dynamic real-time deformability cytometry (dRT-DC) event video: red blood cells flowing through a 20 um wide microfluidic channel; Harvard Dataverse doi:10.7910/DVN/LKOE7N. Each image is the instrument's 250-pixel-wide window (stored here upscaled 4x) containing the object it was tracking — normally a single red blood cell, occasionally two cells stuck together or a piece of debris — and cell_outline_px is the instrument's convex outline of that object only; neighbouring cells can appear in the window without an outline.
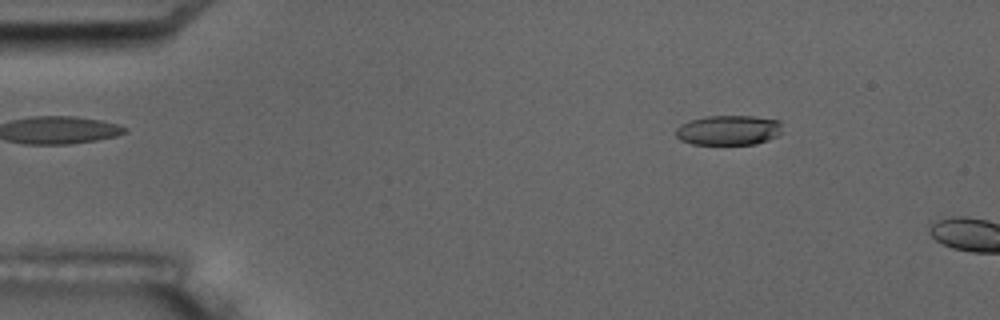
{"species": "common noctule bat (a hibernating species)", "species_latin": "Nyctalus noctula", "temperature_condition": "room temperature", "stored_images_in_passage": 3, "camera_frame_rate_fps": 3000, "um_per_image_px": 0.085, "animal": {"sex": "male", "body_mass_g": 17.5, "forearm_length_mm": 52.3}, "frame": {"image": 1, "passage_image": 2, "time_ms": 1.333, "image_size_px": [1000, 320], "cell_outline_px": [[784, 132], [780, 136], [756, 144], [692, 144], [680, 140], [676, 136], [676, 128], [680, 124], [688, 120], [704, 116], [752, 116], [780, 120]], "centroid_in_image_um": [61.96, 11.06], "position_along_channel_um": 23.0, "area_um2": 18.96}}